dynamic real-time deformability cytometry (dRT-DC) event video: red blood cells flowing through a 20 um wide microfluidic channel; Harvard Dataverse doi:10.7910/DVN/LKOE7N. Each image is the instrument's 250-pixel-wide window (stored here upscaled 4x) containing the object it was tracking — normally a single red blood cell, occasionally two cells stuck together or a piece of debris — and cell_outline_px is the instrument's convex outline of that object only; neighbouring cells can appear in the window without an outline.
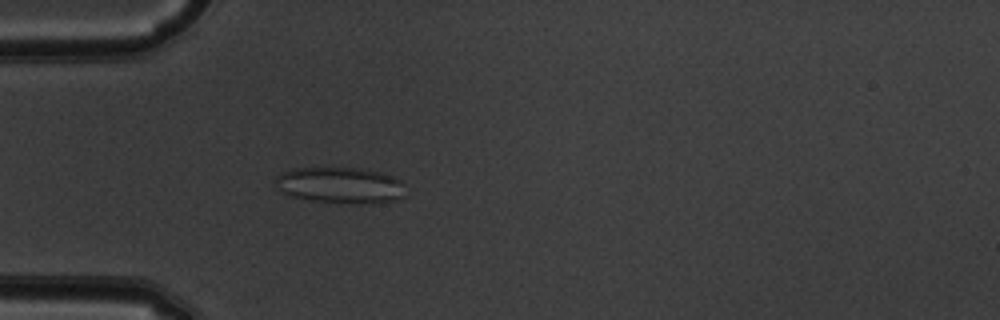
{"species": "common noctule bat (a hibernating species)", "species_latin": "Nyctalus noctula", "temperature_condition": "warm", "stored_images_in_passage": 37, "camera_frame_rate_fps": 3000, "um_per_image_px": 0.085, "animal": {"sex": "male", "body_mass_g": 19.5, "forearm_length_mm": 54.6}, "frame": {"image": 1, "passage_image": 8, "time_ms": 2.333, "image_size_px": [1000, 320], "cell_outline_px": [[404, 196], [396, 200], [360, 204], [348, 204], [312, 200], [292, 196], [284, 192], [272, 180], [280, 172], [292, 168], [360, 168], [380, 172], [392, 176], [400, 180]], "centroid_in_image_um": [28.88, 15.74], "position_along_channel_um": 56.1, "area_um2": 27.34}}
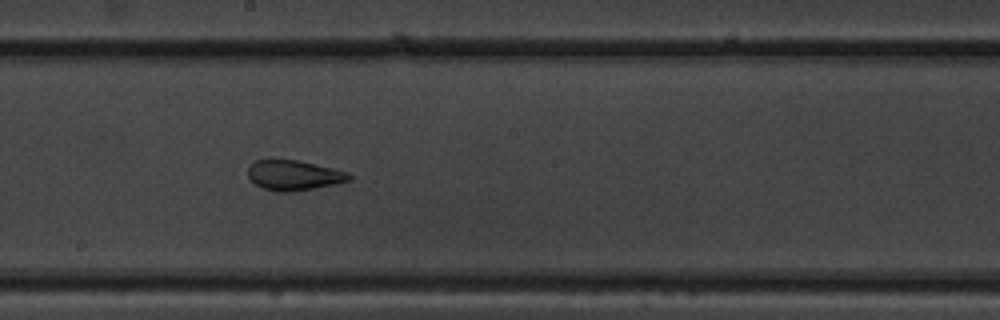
{"frame": {"image": 2, "passage_image": 21, "time_ms": 6.667, "image_size_px": [1000, 320], "cell_outline_px": [[352, 180], [336, 184], [292, 192], [276, 192], [264, 188], [256, 184], [248, 176], [248, 168], [256, 160], [296, 160], [332, 168], [348, 172], [352, 176]], "centroid_in_image_um": [25.01, 14.91], "position_along_channel_um": 223.2, "area_um2": 17.57}}
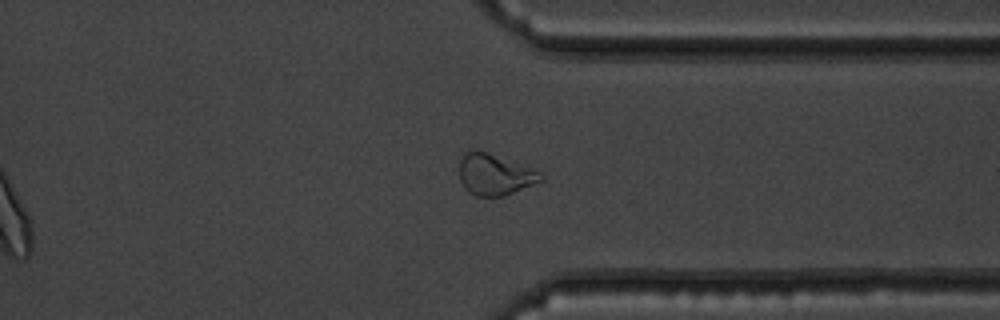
{"frame": {"image": 3, "passage_image": 32, "time_ms": 10.333, "image_size_px": [1000, 320], "cell_outline_px": [[544, 180], [504, 196], [476, 196], [468, 192], [464, 188], [460, 180], [460, 160], [464, 152], [484, 152], [540, 172], [544, 176]], "centroid_in_image_um": [42.04, 14.89], "position_along_channel_um": 369.4, "area_um2": 18.96}, "authors_computed_cell_mechanics": {"area_um2": 18.5538, "velocity_mm_per_s": 3.9968, "shape_relaxation_time_tau1_ms": null, "shape_relaxation_time_tau2_ms": 1.097, "deformation_change_tau1": null, "deformation_change_tau2": 0.0964}}